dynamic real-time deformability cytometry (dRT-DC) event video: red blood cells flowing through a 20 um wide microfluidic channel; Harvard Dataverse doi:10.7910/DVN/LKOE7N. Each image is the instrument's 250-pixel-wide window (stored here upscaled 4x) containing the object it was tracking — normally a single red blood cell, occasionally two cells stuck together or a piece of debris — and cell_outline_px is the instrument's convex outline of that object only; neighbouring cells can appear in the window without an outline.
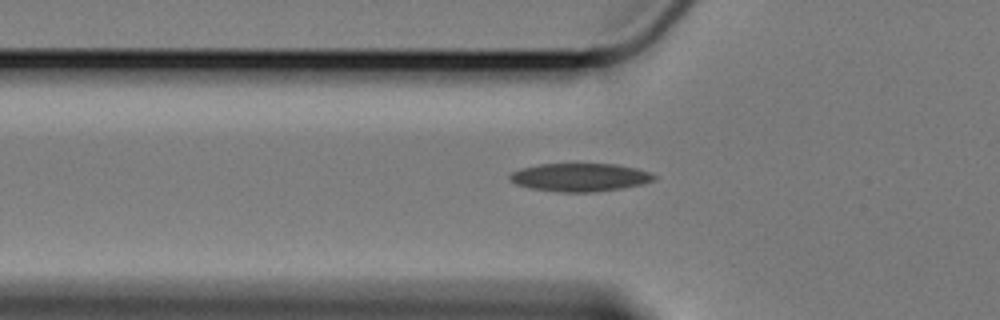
{"species": "Egyptian fruit bat (a non-hibernating species)", "species_latin": "Rousettus aegyptiacus", "temperature_condition": "cold", "stored_images_in_passage": 53, "camera_frame_rate_fps": 3000, "um_per_image_px": 0.085, "animal": {"sex": "female"}, "frame": {"image": 1, "passage_image": 19, "time_ms": 6.0, "image_size_px": [1000, 320], "cell_outline_px": [[656, 180], [644, 184], [620, 188], [592, 192], [560, 192], [532, 188], [516, 184], [508, 180], [508, 176], [512, 172], [520, 168], [540, 164], [616, 164], [636, 168], [652, 172], [656, 176]], "centroid_in_image_um": [49.31, 15.06], "position_along_channel_um": 76.5, "area_um2": 23.76}}
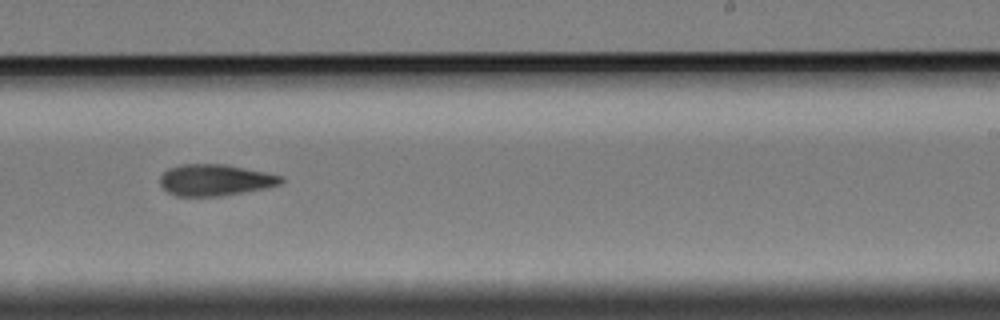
{"frame": {"image": 2, "passage_image": 36, "time_ms": 11.667, "image_size_px": [1000, 320], "cell_outline_px": [[284, 180], [280, 184], [264, 188], [244, 192], [220, 196], [176, 196], [168, 192], [160, 184], [160, 176], [168, 168], [180, 164], [224, 164], [284, 176]], "centroid_in_image_um": [18.27, 15.3], "position_along_channel_um": 270.7, "area_um2": 22.08}}
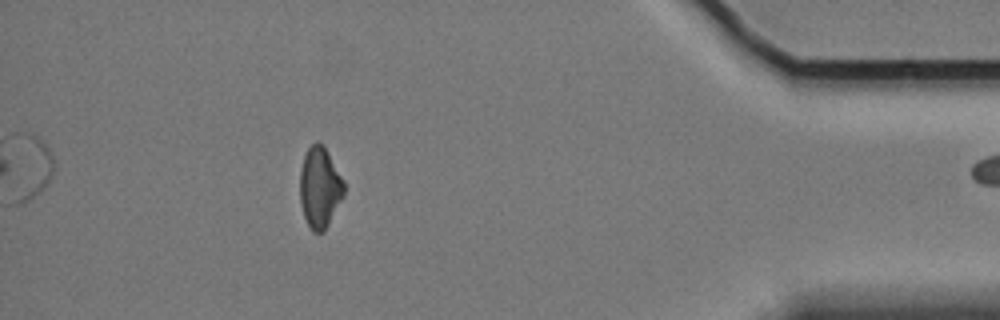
{"frame": {"image": 3, "passage_image": 52, "time_ms": 17.0, "image_size_px": [1000, 320], "cell_outline_px": [[344, 196], [324, 232], [312, 232], [304, 216], [300, 204], [300, 168], [304, 156], [308, 148], [316, 140], [324, 148], [344, 180]], "centroid_in_image_um": [27.17, 15.97], "position_along_channel_um": 408.0, "area_um2": 20.63}}